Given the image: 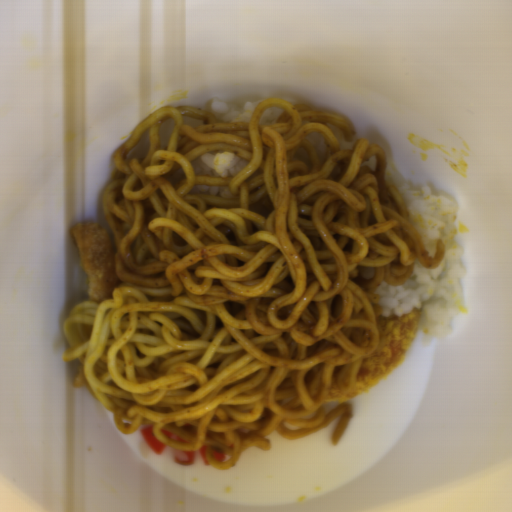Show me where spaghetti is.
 Listing matches in <instances>:
<instances>
[{
	"mask_svg": "<svg viewBox=\"0 0 512 512\" xmlns=\"http://www.w3.org/2000/svg\"><path fill=\"white\" fill-rule=\"evenodd\" d=\"M270 105L285 112L262 125ZM327 123L347 141L357 134L338 113L281 98L236 122L165 104L114 150L101 207L120 286L70 308L62 360H79L74 386L115 413L122 434L153 425L156 439L205 446L227 469L249 447L271 448L272 431L300 439L341 416L340 442L353 408L325 412V399L341 364L337 385L353 394L379 346L376 288L406 283L417 258L437 268L446 244L435 240L430 255L386 180L384 149L366 138L340 149ZM311 132L328 144L321 167ZM221 152L249 163L234 177L197 175L193 160ZM198 185L233 196L193 193ZM356 327L369 330L366 347L351 343Z\"/></svg>",
	"mask_w": 512,
	"mask_h": 512,
	"instance_id": "obj_1",
	"label": "spaghetti"
}]
</instances>
